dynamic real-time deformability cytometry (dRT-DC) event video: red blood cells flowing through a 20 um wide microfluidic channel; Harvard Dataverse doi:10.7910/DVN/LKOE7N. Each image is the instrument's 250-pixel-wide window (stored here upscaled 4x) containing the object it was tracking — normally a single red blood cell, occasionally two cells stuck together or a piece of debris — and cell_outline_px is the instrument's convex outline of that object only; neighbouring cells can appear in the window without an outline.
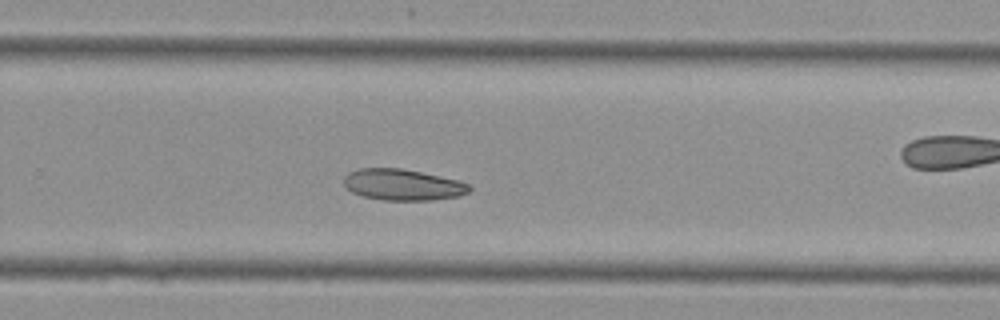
{"species": "Egyptian fruit bat (a non-hibernating species)", "species_latin": "Rousettus aegyptiacus", "temperature_condition": "cold", "stored_images_in_passage": 26, "camera_frame_rate_fps": 3000, "um_per_image_px": 0.085, "animal": {"sex": "female"}, "frame": {"image": 1, "passage_image": 15, "time_ms": 4.667, "image_size_px": [1000, 320], "cell_outline_px": [[472, 188], [468, 192], [460, 196], [432, 200], [380, 200], [364, 196], [352, 192], [344, 184], [344, 176], [348, 172], [360, 168], [404, 168], [456, 180], [472, 184]], "centroid_in_image_um": [34.24, 15.7], "position_along_channel_um": 295.6, "area_um2": 22.89}}